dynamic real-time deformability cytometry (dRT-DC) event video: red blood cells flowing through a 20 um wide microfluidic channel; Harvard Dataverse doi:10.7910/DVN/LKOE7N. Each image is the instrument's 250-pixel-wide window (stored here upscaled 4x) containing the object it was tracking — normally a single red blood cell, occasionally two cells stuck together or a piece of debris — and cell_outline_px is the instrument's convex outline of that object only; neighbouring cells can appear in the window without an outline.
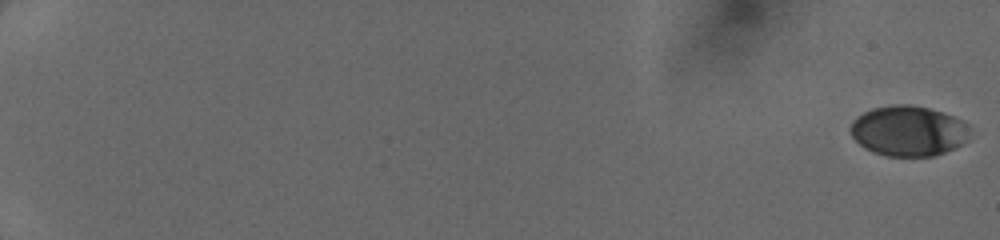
{"species": "human", "species_latin": "Homo sapiens", "temperature_condition": "cold", "stored_images_in_passage": 51, "camera_frame_rate_fps": 3000, "um_per_image_px": 0.085, "donor": {"sex": "female"}, "frame": {"image": 1, "passage_image": 1, "time_ms": 0.0, "image_size_px": [1000, 240], "cell_outline_px": [[968, 140], [944, 152], [932, 156], [884, 156], [872, 152], [864, 148], [852, 136], [852, 120], [856, 116], [872, 108], [896, 104], [912, 104], [928, 108], [952, 116], [968, 124]], "centroid_in_image_um": [77.18, 11.12], "position_along_channel_um": 7.8, "area_um2": 34.8}}
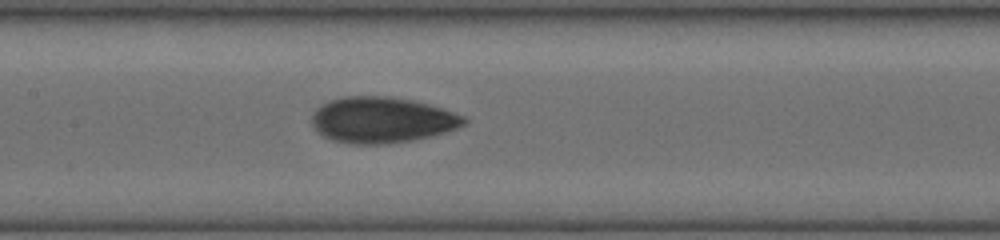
{"frame": {"image": 2, "passage_image": 29, "time_ms": 9.333, "image_size_px": [1000, 240], "cell_outline_px": [[468, 120], [464, 124], [448, 132], [432, 136], [412, 140], [388, 144], [352, 144], [332, 140], [324, 136], [312, 124], [312, 112], [320, 104], [344, 96], [388, 96], [412, 100], [444, 108], [464, 116]], "centroid_in_image_um": [32.48, 10.19], "position_along_channel_um": 174.9, "area_um2": 40.86}}
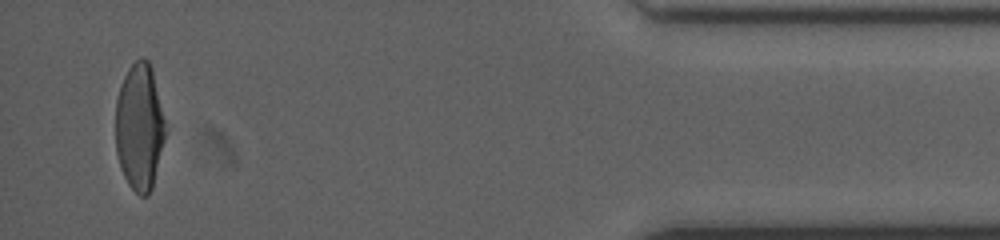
{"frame": {"image": 3, "passage_image": 50, "time_ms": 16.333, "image_size_px": [1000, 240], "cell_outline_px": [[164, 140], [152, 188], [148, 196], [140, 196], [128, 184], [120, 168], [116, 152], [116, 100], [120, 84], [128, 68], [136, 60], [148, 60], [152, 68], [164, 120]], "centroid_in_image_um": [11.83, 10.81], "position_along_channel_um": 423.4, "area_um2": 36.41}}